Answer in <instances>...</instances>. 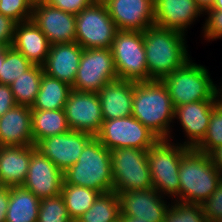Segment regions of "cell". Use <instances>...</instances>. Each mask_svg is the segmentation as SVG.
Segmentation results:
<instances>
[{"instance_id":"obj_1","label":"cell","mask_w":222,"mask_h":222,"mask_svg":"<svg viewBox=\"0 0 222 222\" xmlns=\"http://www.w3.org/2000/svg\"><path fill=\"white\" fill-rule=\"evenodd\" d=\"M185 35L181 31L156 25L143 31L148 81L161 80L190 59Z\"/></svg>"},{"instance_id":"obj_2","label":"cell","mask_w":222,"mask_h":222,"mask_svg":"<svg viewBox=\"0 0 222 222\" xmlns=\"http://www.w3.org/2000/svg\"><path fill=\"white\" fill-rule=\"evenodd\" d=\"M174 111L170 94L161 80L134 82L132 116L159 139H171Z\"/></svg>"},{"instance_id":"obj_3","label":"cell","mask_w":222,"mask_h":222,"mask_svg":"<svg viewBox=\"0 0 222 222\" xmlns=\"http://www.w3.org/2000/svg\"><path fill=\"white\" fill-rule=\"evenodd\" d=\"M222 180L209 154L190 148L179 167V201L202 204L214 193Z\"/></svg>"},{"instance_id":"obj_4","label":"cell","mask_w":222,"mask_h":222,"mask_svg":"<svg viewBox=\"0 0 222 222\" xmlns=\"http://www.w3.org/2000/svg\"><path fill=\"white\" fill-rule=\"evenodd\" d=\"M208 72L203 65L189 59L183 66L161 79L174 108L198 101H219L222 98V88L214 84Z\"/></svg>"},{"instance_id":"obj_5","label":"cell","mask_w":222,"mask_h":222,"mask_svg":"<svg viewBox=\"0 0 222 222\" xmlns=\"http://www.w3.org/2000/svg\"><path fill=\"white\" fill-rule=\"evenodd\" d=\"M64 182L99 191H113L111 153L94 136L84 147L78 161L63 172Z\"/></svg>"},{"instance_id":"obj_6","label":"cell","mask_w":222,"mask_h":222,"mask_svg":"<svg viewBox=\"0 0 222 222\" xmlns=\"http://www.w3.org/2000/svg\"><path fill=\"white\" fill-rule=\"evenodd\" d=\"M170 142V139H158L147 150L148 166L153 188L162 196H171L175 201H179L180 162L190 148L181 143L174 145Z\"/></svg>"},{"instance_id":"obj_7","label":"cell","mask_w":222,"mask_h":222,"mask_svg":"<svg viewBox=\"0 0 222 222\" xmlns=\"http://www.w3.org/2000/svg\"><path fill=\"white\" fill-rule=\"evenodd\" d=\"M110 153L113 191L115 193L153 188L147 150L126 147L115 148Z\"/></svg>"},{"instance_id":"obj_8","label":"cell","mask_w":222,"mask_h":222,"mask_svg":"<svg viewBox=\"0 0 222 222\" xmlns=\"http://www.w3.org/2000/svg\"><path fill=\"white\" fill-rule=\"evenodd\" d=\"M118 79L148 81V67L142 31L119 30L112 42Z\"/></svg>"},{"instance_id":"obj_9","label":"cell","mask_w":222,"mask_h":222,"mask_svg":"<svg viewBox=\"0 0 222 222\" xmlns=\"http://www.w3.org/2000/svg\"><path fill=\"white\" fill-rule=\"evenodd\" d=\"M118 31L102 0L76 15V43L83 49L111 48Z\"/></svg>"},{"instance_id":"obj_10","label":"cell","mask_w":222,"mask_h":222,"mask_svg":"<svg viewBox=\"0 0 222 222\" xmlns=\"http://www.w3.org/2000/svg\"><path fill=\"white\" fill-rule=\"evenodd\" d=\"M95 137L109 151L126 147L148 150L159 139L132 115L104 120Z\"/></svg>"},{"instance_id":"obj_11","label":"cell","mask_w":222,"mask_h":222,"mask_svg":"<svg viewBox=\"0 0 222 222\" xmlns=\"http://www.w3.org/2000/svg\"><path fill=\"white\" fill-rule=\"evenodd\" d=\"M117 79L111 48L83 49L72 89L98 93Z\"/></svg>"},{"instance_id":"obj_12","label":"cell","mask_w":222,"mask_h":222,"mask_svg":"<svg viewBox=\"0 0 222 222\" xmlns=\"http://www.w3.org/2000/svg\"><path fill=\"white\" fill-rule=\"evenodd\" d=\"M31 20L45 34L50 45L76 42V15L44 0L33 3Z\"/></svg>"},{"instance_id":"obj_13","label":"cell","mask_w":222,"mask_h":222,"mask_svg":"<svg viewBox=\"0 0 222 222\" xmlns=\"http://www.w3.org/2000/svg\"><path fill=\"white\" fill-rule=\"evenodd\" d=\"M93 137L89 133L70 129L65 133L40 139L35 148L65 172L78 161L84 147Z\"/></svg>"},{"instance_id":"obj_14","label":"cell","mask_w":222,"mask_h":222,"mask_svg":"<svg viewBox=\"0 0 222 222\" xmlns=\"http://www.w3.org/2000/svg\"><path fill=\"white\" fill-rule=\"evenodd\" d=\"M64 112L71 130L96 136L103 123L98 93L81 92L72 89L64 106Z\"/></svg>"},{"instance_id":"obj_15","label":"cell","mask_w":222,"mask_h":222,"mask_svg":"<svg viewBox=\"0 0 222 222\" xmlns=\"http://www.w3.org/2000/svg\"><path fill=\"white\" fill-rule=\"evenodd\" d=\"M118 30L144 31L155 23L154 0H102Z\"/></svg>"},{"instance_id":"obj_16","label":"cell","mask_w":222,"mask_h":222,"mask_svg":"<svg viewBox=\"0 0 222 222\" xmlns=\"http://www.w3.org/2000/svg\"><path fill=\"white\" fill-rule=\"evenodd\" d=\"M63 172L37 150L31 155L28 173L23 187L39 199L61 194Z\"/></svg>"},{"instance_id":"obj_17","label":"cell","mask_w":222,"mask_h":222,"mask_svg":"<svg viewBox=\"0 0 222 222\" xmlns=\"http://www.w3.org/2000/svg\"><path fill=\"white\" fill-rule=\"evenodd\" d=\"M118 196L121 215L137 217L147 222H163L171 205L164 201L165 196H161L154 188L131 190L119 193Z\"/></svg>"},{"instance_id":"obj_18","label":"cell","mask_w":222,"mask_h":222,"mask_svg":"<svg viewBox=\"0 0 222 222\" xmlns=\"http://www.w3.org/2000/svg\"><path fill=\"white\" fill-rule=\"evenodd\" d=\"M82 53L83 48L76 42L50 45L49 53L42 65L44 74L72 87Z\"/></svg>"},{"instance_id":"obj_19","label":"cell","mask_w":222,"mask_h":222,"mask_svg":"<svg viewBox=\"0 0 222 222\" xmlns=\"http://www.w3.org/2000/svg\"><path fill=\"white\" fill-rule=\"evenodd\" d=\"M203 13L195 0H154V25L184 34Z\"/></svg>"},{"instance_id":"obj_20","label":"cell","mask_w":222,"mask_h":222,"mask_svg":"<svg viewBox=\"0 0 222 222\" xmlns=\"http://www.w3.org/2000/svg\"><path fill=\"white\" fill-rule=\"evenodd\" d=\"M218 101H198L175 107L174 118L178 119L185 131L188 148H195L205 137L212 114V108Z\"/></svg>"},{"instance_id":"obj_21","label":"cell","mask_w":222,"mask_h":222,"mask_svg":"<svg viewBox=\"0 0 222 222\" xmlns=\"http://www.w3.org/2000/svg\"><path fill=\"white\" fill-rule=\"evenodd\" d=\"M134 81L117 79L98 92L103 120L132 115Z\"/></svg>"},{"instance_id":"obj_22","label":"cell","mask_w":222,"mask_h":222,"mask_svg":"<svg viewBox=\"0 0 222 222\" xmlns=\"http://www.w3.org/2000/svg\"><path fill=\"white\" fill-rule=\"evenodd\" d=\"M34 145L31 108L16 105L0 117V146Z\"/></svg>"},{"instance_id":"obj_23","label":"cell","mask_w":222,"mask_h":222,"mask_svg":"<svg viewBox=\"0 0 222 222\" xmlns=\"http://www.w3.org/2000/svg\"><path fill=\"white\" fill-rule=\"evenodd\" d=\"M35 145L0 146V180L4 187L22 186Z\"/></svg>"},{"instance_id":"obj_24","label":"cell","mask_w":222,"mask_h":222,"mask_svg":"<svg viewBox=\"0 0 222 222\" xmlns=\"http://www.w3.org/2000/svg\"><path fill=\"white\" fill-rule=\"evenodd\" d=\"M11 46L33 65L40 66L44 64L50 49L47 37L32 20L16 24Z\"/></svg>"},{"instance_id":"obj_25","label":"cell","mask_w":222,"mask_h":222,"mask_svg":"<svg viewBox=\"0 0 222 222\" xmlns=\"http://www.w3.org/2000/svg\"><path fill=\"white\" fill-rule=\"evenodd\" d=\"M41 199L23 186L10 187L5 222H38Z\"/></svg>"},{"instance_id":"obj_26","label":"cell","mask_w":222,"mask_h":222,"mask_svg":"<svg viewBox=\"0 0 222 222\" xmlns=\"http://www.w3.org/2000/svg\"><path fill=\"white\" fill-rule=\"evenodd\" d=\"M34 145L43 138L59 135L70 130L64 109H31Z\"/></svg>"},{"instance_id":"obj_27","label":"cell","mask_w":222,"mask_h":222,"mask_svg":"<svg viewBox=\"0 0 222 222\" xmlns=\"http://www.w3.org/2000/svg\"><path fill=\"white\" fill-rule=\"evenodd\" d=\"M72 87L65 82L43 74L39 92L31 109L57 110L64 109Z\"/></svg>"},{"instance_id":"obj_28","label":"cell","mask_w":222,"mask_h":222,"mask_svg":"<svg viewBox=\"0 0 222 222\" xmlns=\"http://www.w3.org/2000/svg\"><path fill=\"white\" fill-rule=\"evenodd\" d=\"M43 74L42 66L33 65L10 84L17 105L32 107L39 92Z\"/></svg>"},{"instance_id":"obj_29","label":"cell","mask_w":222,"mask_h":222,"mask_svg":"<svg viewBox=\"0 0 222 222\" xmlns=\"http://www.w3.org/2000/svg\"><path fill=\"white\" fill-rule=\"evenodd\" d=\"M101 193L91 188L63 183L61 195L70 218L75 222L88 211Z\"/></svg>"},{"instance_id":"obj_30","label":"cell","mask_w":222,"mask_h":222,"mask_svg":"<svg viewBox=\"0 0 222 222\" xmlns=\"http://www.w3.org/2000/svg\"><path fill=\"white\" fill-rule=\"evenodd\" d=\"M120 216L119 196L112 191L100 194L91 208L75 222H115Z\"/></svg>"},{"instance_id":"obj_31","label":"cell","mask_w":222,"mask_h":222,"mask_svg":"<svg viewBox=\"0 0 222 222\" xmlns=\"http://www.w3.org/2000/svg\"><path fill=\"white\" fill-rule=\"evenodd\" d=\"M33 64L12 46L5 48V58L0 67V84L10 85Z\"/></svg>"},{"instance_id":"obj_32","label":"cell","mask_w":222,"mask_h":222,"mask_svg":"<svg viewBox=\"0 0 222 222\" xmlns=\"http://www.w3.org/2000/svg\"><path fill=\"white\" fill-rule=\"evenodd\" d=\"M219 146H222V98L213 106L205 137L194 149L210 154Z\"/></svg>"},{"instance_id":"obj_33","label":"cell","mask_w":222,"mask_h":222,"mask_svg":"<svg viewBox=\"0 0 222 222\" xmlns=\"http://www.w3.org/2000/svg\"><path fill=\"white\" fill-rule=\"evenodd\" d=\"M169 206L163 222H209L203 213L202 205L174 200Z\"/></svg>"},{"instance_id":"obj_34","label":"cell","mask_w":222,"mask_h":222,"mask_svg":"<svg viewBox=\"0 0 222 222\" xmlns=\"http://www.w3.org/2000/svg\"><path fill=\"white\" fill-rule=\"evenodd\" d=\"M38 222H74L61 194L41 199Z\"/></svg>"},{"instance_id":"obj_35","label":"cell","mask_w":222,"mask_h":222,"mask_svg":"<svg viewBox=\"0 0 222 222\" xmlns=\"http://www.w3.org/2000/svg\"><path fill=\"white\" fill-rule=\"evenodd\" d=\"M34 0H0V14L17 23L31 20Z\"/></svg>"},{"instance_id":"obj_36","label":"cell","mask_w":222,"mask_h":222,"mask_svg":"<svg viewBox=\"0 0 222 222\" xmlns=\"http://www.w3.org/2000/svg\"><path fill=\"white\" fill-rule=\"evenodd\" d=\"M204 12L207 13L205 15H208L202 30L205 40L213 41L222 38V10L208 8Z\"/></svg>"},{"instance_id":"obj_37","label":"cell","mask_w":222,"mask_h":222,"mask_svg":"<svg viewBox=\"0 0 222 222\" xmlns=\"http://www.w3.org/2000/svg\"><path fill=\"white\" fill-rule=\"evenodd\" d=\"M203 213L209 222H213L222 214V180L214 193L202 204Z\"/></svg>"},{"instance_id":"obj_38","label":"cell","mask_w":222,"mask_h":222,"mask_svg":"<svg viewBox=\"0 0 222 222\" xmlns=\"http://www.w3.org/2000/svg\"><path fill=\"white\" fill-rule=\"evenodd\" d=\"M48 4L63 10L77 15L81 10L88 6L92 1L91 0H44Z\"/></svg>"},{"instance_id":"obj_39","label":"cell","mask_w":222,"mask_h":222,"mask_svg":"<svg viewBox=\"0 0 222 222\" xmlns=\"http://www.w3.org/2000/svg\"><path fill=\"white\" fill-rule=\"evenodd\" d=\"M17 22L0 14V45H12Z\"/></svg>"},{"instance_id":"obj_40","label":"cell","mask_w":222,"mask_h":222,"mask_svg":"<svg viewBox=\"0 0 222 222\" xmlns=\"http://www.w3.org/2000/svg\"><path fill=\"white\" fill-rule=\"evenodd\" d=\"M16 105L10 85L0 84V117Z\"/></svg>"},{"instance_id":"obj_41","label":"cell","mask_w":222,"mask_h":222,"mask_svg":"<svg viewBox=\"0 0 222 222\" xmlns=\"http://www.w3.org/2000/svg\"><path fill=\"white\" fill-rule=\"evenodd\" d=\"M10 200V187H4L0 190V222L6 221L8 203Z\"/></svg>"},{"instance_id":"obj_42","label":"cell","mask_w":222,"mask_h":222,"mask_svg":"<svg viewBox=\"0 0 222 222\" xmlns=\"http://www.w3.org/2000/svg\"><path fill=\"white\" fill-rule=\"evenodd\" d=\"M213 165L219 171L222 177V146H219L215 150H213L210 154Z\"/></svg>"},{"instance_id":"obj_43","label":"cell","mask_w":222,"mask_h":222,"mask_svg":"<svg viewBox=\"0 0 222 222\" xmlns=\"http://www.w3.org/2000/svg\"><path fill=\"white\" fill-rule=\"evenodd\" d=\"M198 4V6L203 10H207L208 8H211L215 0H195Z\"/></svg>"},{"instance_id":"obj_44","label":"cell","mask_w":222,"mask_h":222,"mask_svg":"<svg viewBox=\"0 0 222 222\" xmlns=\"http://www.w3.org/2000/svg\"><path fill=\"white\" fill-rule=\"evenodd\" d=\"M120 218H121L122 222H147V221H144L140 218L132 217V216L121 215Z\"/></svg>"},{"instance_id":"obj_45","label":"cell","mask_w":222,"mask_h":222,"mask_svg":"<svg viewBox=\"0 0 222 222\" xmlns=\"http://www.w3.org/2000/svg\"><path fill=\"white\" fill-rule=\"evenodd\" d=\"M11 45H0V67L3 64L5 58V48L10 47Z\"/></svg>"},{"instance_id":"obj_46","label":"cell","mask_w":222,"mask_h":222,"mask_svg":"<svg viewBox=\"0 0 222 222\" xmlns=\"http://www.w3.org/2000/svg\"><path fill=\"white\" fill-rule=\"evenodd\" d=\"M211 9L222 10V0H215L213 5L211 6Z\"/></svg>"},{"instance_id":"obj_47","label":"cell","mask_w":222,"mask_h":222,"mask_svg":"<svg viewBox=\"0 0 222 222\" xmlns=\"http://www.w3.org/2000/svg\"><path fill=\"white\" fill-rule=\"evenodd\" d=\"M2 188H4V186H3V184H2V182H1V180H0V190H1Z\"/></svg>"},{"instance_id":"obj_48","label":"cell","mask_w":222,"mask_h":222,"mask_svg":"<svg viewBox=\"0 0 222 222\" xmlns=\"http://www.w3.org/2000/svg\"><path fill=\"white\" fill-rule=\"evenodd\" d=\"M115 222H122L121 218H119L118 220H116Z\"/></svg>"}]
</instances>
